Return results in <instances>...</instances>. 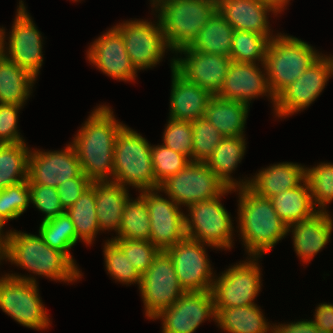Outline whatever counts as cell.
Returning a JSON list of instances; mask_svg holds the SVG:
<instances>
[{"mask_svg": "<svg viewBox=\"0 0 333 333\" xmlns=\"http://www.w3.org/2000/svg\"><path fill=\"white\" fill-rule=\"evenodd\" d=\"M124 124L110 107L98 106L75 135L72 144L83 173L93 181H113V158L117 134ZM112 176V179L109 178ZM109 178V179H108Z\"/></svg>", "mask_w": 333, "mask_h": 333, "instance_id": "6da1fadb", "label": "cell"}, {"mask_svg": "<svg viewBox=\"0 0 333 333\" xmlns=\"http://www.w3.org/2000/svg\"><path fill=\"white\" fill-rule=\"evenodd\" d=\"M237 191L242 242L250 257L263 256L288 234L287 225L275 212L270 198L259 196L249 186Z\"/></svg>", "mask_w": 333, "mask_h": 333, "instance_id": "7a4b0ae2", "label": "cell"}, {"mask_svg": "<svg viewBox=\"0 0 333 333\" xmlns=\"http://www.w3.org/2000/svg\"><path fill=\"white\" fill-rule=\"evenodd\" d=\"M4 259L27 269L33 274L52 280L74 282L82 276L81 271L64 253L52 249L41 236L9 231Z\"/></svg>", "mask_w": 333, "mask_h": 333, "instance_id": "3957f363", "label": "cell"}, {"mask_svg": "<svg viewBox=\"0 0 333 333\" xmlns=\"http://www.w3.org/2000/svg\"><path fill=\"white\" fill-rule=\"evenodd\" d=\"M165 41L174 53L189 46L217 11V0H155Z\"/></svg>", "mask_w": 333, "mask_h": 333, "instance_id": "277c9868", "label": "cell"}, {"mask_svg": "<svg viewBox=\"0 0 333 333\" xmlns=\"http://www.w3.org/2000/svg\"><path fill=\"white\" fill-rule=\"evenodd\" d=\"M151 144L124 125L117 134L113 158V181L139 191L159 189L155 180Z\"/></svg>", "mask_w": 333, "mask_h": 333, "instance_id": "5b68a950", "label": "cell"}, {"mask_svg": "<svg viewBox=\"0 0 333 333\" xmlns=\"http://www.w3.org/2000/svg\"><path fill=\"white\" fill-rule=\"evenodd\" d=\"M320 55L310 44L293 36L277 34L270 39L264 65L274 98L296 81Z\"/></svg>", "mask_w": 333, "mask_h": 333, "instance_id": "8992f818", "label": "cell"}, {"mask_svg": "<svg viewBox=\"0 0 333 333\" xmlns=\"http://www.w3.org/2000/svg\"><path fill=\"white\" fill-rule=\"evenodd\" d=\"M5 274L0 278V308L19 324L46 329L50 319L38 293L35 278Z\"/></svg>", "mask_w": 333, "mask_h": 333, "instance_id": "52a82bcc", "label": "cell"}, {"mask_svg": "<svg viewBox=\"0 0 333 333\" xmlns=\"http://www.w3.org/2000/svg\"><path fill=\"white\" fill-rule=\"evenodd\" d=\"M229 191H236V189L228 188L215 199L188 206L189 213L185 215L187 238L202 242L212 248L225 250L232 248L234 231L232 219L220 201V198Z\"/></svg>", "mask_w": 333, "mask_h": 333, "instance_id": "ba28073f", "label": "cell"}, {"mask_svg": "<svg viewBox=\"0 0 333 333\" xmlns=\"http://www.w3.org/2000/svg\"><path fill=\"white\" fill-rule=\"evenodd\" d=\"M227 186L204 163L190 161L177 174L163 181L159 190L164 191L179 206L215 199L221 196Z\"/></svg>", "mask_w": 333, "mask_h": 333, "instance_id": "9c48e42d", "label": "cell"}, {"mask_svg": "<svg viewBox=\"0 0 333 333\" xmlns=\"http://www.w3.org/2000/svg\"><path fill=\"white\" fill-rule=\"evenodd\" d=\"M140 293L145 315L154 319L162 310L171 307L185 291L179 284L169 254L160 250L152 265L141 276Z\"/></svg>", "mask_w": 333, "mask_h": 333, "instance_id": "30bf717a", "label": "cell"}, {"mask_svg": "<svg viewBox=\"0 0 333 333\" xmlns=\"http://www.w3.org/2000/svg\"><path fill=\"white\" fill-rule=\"evenodd\" d=\"M259 257H250L231 266L214 279L212 295L215 308H231L254 305L261 289V272L257 263ZM247 261V262H246Z\"/></svg>", "mask_w": 333, "mask_h": 333, "instance_id": "8fae6325", "label": "cell"}, {"mask_svg": "<svg viewBox=\"0 0 333 333\" xmlns=\"http://www.w3.org/2000/svg\"><path fill=\"white\" fill-rule=\"evenodd\" d=\"M331 75V57L320 55L296 81L275 98V116L287 117L306 109L324 90Z\"/></svg>", "mask_w": 333, "mask_h": 333, "instance_id": "7c38bea8", "label": "cell"}, {"mask_svg": "<svg viewBox=\"0 0 333 333\" xmlns=\"http://www.w3.org/2000/svg\"><path fill=\"white\" fill-rule=\"evenodd\" d=\"M122 35L126 52L135 69L143 70L156 66L169 49L160 21L130 20L114 26Z\"/></svg>", "mask_w": 333, "mask_h": 333, "instance_id": "4fadbf2b", "label": "cell"}, {"mask_svg": "<svg viewBox=\"0 0 333 333\" xmlns=\"http://www.w3.org/2000/svg\"><path fill=\"white\" fill-rule=\"evenodd\" d=\"M204 243L189 238L166 249L185 292L211 291L214 277ZM213 277V278H212Z\"/></svg>", "mask_w": 333, "mask_h": 333, "instance_id": "5bb4252c", "label": "cell"}, {"mask_svg": "<svg viewBox=\"0 0 333 333\" xmlns=\"http://www.w3.org/2000/svg\"><path fill=\"white\" fill-rule=\"evenodd\" d=\"M150 216V242L166 250L186 238L185 214L171 198L158 195L159 189L140 191Z\"/></svg>", "mask_w": 333, "mask_h": 333, "instance_id": "9a60e30c", "label": "cell"}, {"mask_svg": "<svg viewBox=\"0 0 333 333\" xmlns=\"http://www.w3.org/2000/svg\"><path fill=\"white\" fill-rule=\"evenodd\" d=\"M87 177L81 168L73 144L61 151H30L28 161V184L57 188L68 179Z\"/></svg>", "mask_w": 333, "mask_h": 333, "instance_id": "2e32d148", "label": "cell"}, {"mask_svg": "<svg viewBox=\"0 0 333 333\" xmlns=\"http://www.w3.org/2000/svg\"><path fill=\"white\" fill-rule=\"evenodd\" d=\"M159 318L163 324L162 333H194L204 320H216L212 292H185L171 307L154 317Z\"/></svg>", "mask_w": 333, "mask_h": 333, "instance_id": "e0dca14e", "label": "cell"}, {"mask_svg": "<svg viewBox=\"0 0 333 333\" xmlns=\"http://www.w3.org/2000/svg\"><path fill=\"white\" fill-rule=\"evenodd\" d=\"M175 53L186 57L174 58V69L187 81L195 83L212 95H217L223 87L230 57L192 50L189 46Z\"/></svg>", "mask_w": 333, "mask_h": 333, "instance_id": "ac0fdd59", "label": "cell"}, {"mask_svg": "<svg viewBox=\"0 0 333 333\" xmlns=\"http://www.w3.org/2000/svg\"><path fill=\"white\" fill-rule=\"evenodd\" d=\"M15 17L8 39V49L6 48V58L37 79L43 63L41 33L31 20L22 0Z\"/></svg>", "mask_w": 333, "mask_h": 333, "instance_id": "d6986e66", "label": "cell"}, {"mask_svg": "<svg viewBox=\"0 0 333 333\" xmlns=\"http://www.w3.org/2000/svg\"><path fill=\"white\" fill-rule=\"evenodd\" d=\"M87 52L89 62L104 74L123 81H133L137 77V70L126 52L123 37L115 27L95 39Z\"/></svg>", "mask_w": 333, "mask_h": 333, "instance_id": "ffe728a7", "label": "cell"}, {"mask_svg": "<svg viewBox=\"0 0 333 333\" xmlns=\"http://www.w3.org/2000/svg\"><path fill=\"white\" fill-rule=\"evenodd\" d=\"M258 64L232 61L227 71L223 87L217 94L226 100H236L250 105L251 100L259 96H270L275 106V98L270 91L265 65L264 74ZM266 76V77H265ZM250 102V103H249Z\"/></svg>", "mask_w": 333, "mask_h": 333, "instance_id": "44dd1931", "label": "cell"}, {"mask_svg": "<svg viewBox=\"0 0 333 333\" xmlns=\"http://www.w3.org/2000/svg\"><path fill=\"white\" fill-rule=\"evenodd\" d=\"M217 10L234 30L254 32L269 40L275 37L267 15L276 12L261 0H217Z\"/></svg>", "mask_w": 333, "mask_h": 333, "instance_id": "7402d4cb", "label": "cell"}, {"mask_svg": "<svg viewBox=\"0 0 333 333\" xmlns=\"http://www.w3.org/2000/svg\"><path fill=\"white\" fill-rule=\"evenodd\" d=\"M172 89L170 96V119L192 122L205 116V110L213 96L208 90L187 81L174 69L171 60Z\"/></svg>", "mask_w": 333, "mask_h": 333, "instance_id": "603a6c76", "label": "cell"}, {"mask_svg": "<svg viewBox=\"0 0 333 333\" xmlns=\"http://www.w3.org/2000/svg\"><path fill=\"white\" fill-rule=\"evenodd\" d=\"M328 213L319 210L313 216L287 226V233L293 234L294 250L305 263L310 262L330 240L333 220Z\"/></svg>", "mask_w": 333, "mask_h": 333, "instance_id": "cb8c5ba5", "label": "cell"}, {"mask_svg": "<svg viewBox=\"0 0 333 333\" xmlns=\"http://www.w3.org/2000/svg\"><path fill=\"white\" fill-rule=\"evenodd\" d=\"M292 162L273 164L251 179L249 187L259 196L271 198L285 190L296 188L306 178V168Z\"/></svg>", "mask_w": 333, "mask_h": 333, "instance_id": "d4e9b609", "label": "cell"}, {"mask_svg": "<svg viewBox=\"0 0 333 333\" xmlns=\"http://www.w3.org/2000/svg\"><path fill=\"white\" fill-rule=\"evenodd\" d=\"M98 226L101 231L115 230L118 234L123 211L129 199L127 187L114 181H93Z\"/></svg>", "mask_w": 333, "mask_h": 333, "instance_id": "484cf974", "label": "cell"}, {"mask_svg": "<svg viewBox=\"0 0 333 333\" xmlns=\"http://www.w3.org/2000/svg\"><path fill=\"white\" fill-rule=\"evenodd\" d=\"M248 104L236 100H226L213 95L205 110V118L224 137H242L248 115Z\"/></svg>", "mask_w": 333, "mask_h": 333, "instance_id": "4316f807", "label": "cell"}, {"mask_svg": "<svg viewBox=\"0 0 333 333\" xmlns=\"http://www.w3.org/2000/svg\"><path fill=\"white\" fill-rule=\"evenodd\" d=\"M245 137H224L205 164L218 176L227 188L249 186L251 179L236 181L230 175L241 162L246 151ZM232 177V178H231Z\"/></svg>", "mask_w": 333, "mask_h": 333, "instance_id": "83f0119b", "label": "cell"}, {"mask_svg": "<svg viewBox=\"0 0 333 333\" xmlns=\"http://www.w3.org/2000/svg\"><path fill=\"white\" fill-rule=\"evenodd\" d=\"M270 200L275 212L287 226L307 219L319 211L315 209L306 179L296 188L285 190L272 196Z\"/></svg>", "mask_w": 333, "mask_h": 333, "instance_id": "f1b7e54d", "label": "cell"}, {"mask_svg": "<svg viewBox=\"0 0 333 333\" xmlns=\"http://www.w3.org/2000/svg\"><path fill=\"white\" fill-rule=\"evenodd\" d=\"M257 304L231 308H215L217 326L228 333H272ZM271 326V327H270Z\"/></svg>", "mask_w": 333, "mask_h": 333, "instance_id": "f546056e", "label": "cell"}, {"mask_svg": "<svg viewBox=\"0 0 333 333\" xmlns=\"http://www.w3.org/2000/svg\"><path fill=\"white\" fill-rule=\"evenodd\" d=\"M233 33L234 28L217 10L189 47L199 52L230 57Z\"/></svg>", "mask_w": 333, "mask_h": 333, "instance_id": "4dcf8cb0", "label": "cell"}, {"mask_svg": "<svg viewBox=\"0 0 333 333\" xmlns=\"http://www.w3.org/2000/svg\"><path fill=\"white\" fill-rule=\"evenodd\" d=\"M36 78L6 57L0 62V103L24 105Z\"/></svg>", "mask_w": 333, "mask_h": 333, "instance_id": "1f68e13d", "label": "cell"}, {"mask_svg": "<svg viewBox=\"0 0 333 333\" xmlns=\"http://www.w3.org/2000/svg\"><path fill=\"white\" fill-rule=\"evenodd\" d=\"M95 208V186L91 184L79 199L66 210L74 224L76 243L80 239L89 245L100 231Z\"/></svg>", "mask_w": 333, "mask_h": 333, "instance_id": "d6a6232c", "label": "cell"}, {"mask_svg": "<svg viewBox=\"0 0 333 333\" xmlns=\"http://www.w3.org/2000/svg\"><path fill=\"white\" fill-rule=\"evenodd\" d=\"M30 151L25 142L0 144V190L27 180Z\"/></svg>", "mask_w": 333, "mask_h": 333, "instance_id": "836d02e7", "label": "cell"}, {"mask_svg": "<svg viewBox=\"0 0 333 333\" xmlns=\"http://www.w3.org/2000/svg\"><path fill=\"white\" fill-rule=\"evenodd\" d=\"M118 236L112 239L150 241V216L145 199L139 194L125 204Z\"/></svg>", "mask_w": 333, "mask_h": 333, "instance_id": "e575fe53", "label": "cell"}, {"mask_svg": "<svg viewBox=\"0 0 333 333\" xmlns=\"http://www.w3.org/2000/svg\"><path fill=\"white\" fill-rule=\"evenodd\" d=\"M39 235L48 246L64 253L76 265L69 252L71 247L76 244V232L66 211L57 217L42 221Z\"/></svg>", "mask_w": 333, "mask_h": 333, "instance_id": "d590c367", "label": "cell"}, {"mask_svg": "<svg viewBox=\"0 0 333 333\" xmlns=\"http://www.w3.org/2000/svg\"><path fill=\"white\" fill-rule=\"evenodd\" d=\"M269 39L254 32L234 30L230 58L239 63H265Z\"/></svg>", "mask_w": 333, "mask_h": 333, "instance_id": "8d00e7d4", "label": "cell"}, {"mask_svg": "<svg viewBox=\"0 0 333 333\" xmlns=\"http://www.w3.org/2000/svg\"><path fill=\"white\" fill-rule=\"evenodd\" d=\"M305 179L309 184L314 206L320 211H327L326 205L333 200V164L320 163L312 168L306 167Z\"/></svg>", "mask_w": 333, "mask_h": 333, "instance_id": "74e56055", "label": "cell"}, {"mask_svg": "<svg viewBox=\"0 0 333 333\" xmlns=\"http://www.w3.org/2000/svg\"><path fill=\"white\" fill-rule=\"evenodd\" d=\"M105 267L112 278L123 284L137 283L141 285V275L134 268L122 249L111 239L105 242L104 248Z\"/></svg>", "mask_w": 333, "mask_h": 333, "instance_id": "f35d334b", "label": "cell"}, {"mask_svg": "<svg viewBox=\"0 0 333 333\" xmlns=\"http://www.w3.org/2000/svg\"><path fill=\"white\" fill-rule=\"evenodd\" d=\"M191 123L193 128L192 161L205 163L224 136L205 117L193 120Z\"/></svg>", "mask_w": 333, "mask_h": 333, "instance_id": "ab89813d", "label": "cell"}, {"mask_svg": "<svg viewBox=\"0 0 333 333\" xmlns=\"http://www.w3.org/2000/svg\"><path fill=\"white\" fill-rule=\"evenodd\" d=\"M31 202L28 179L0 190V220L18 218Z\"/></svg>", "mask_w": 333, "mask_h": 333, "instance_id": "60d3db41", "label": "cell"}, {"mask_svg": "<svg viewBox=\"0 0 333 333\" xmlns=\"http://www.w3.org/2000/svg\"><path fill=\"white\" fill-rule=\"evenodd\" d=\"M151 156L155 180L159 185L184 169L191 161L184 154L175 152L163 144L152 146Z\"/></svg>", "mask_w": 333, "mask_h": 333, "instance_id": "b9f144b4", "label": "cell"}, {"mask_svg": "<svg viewBox=\"0 0 333 333\" xmlns=\"http://www.w3.org/2000/svg\"><path fill=\"white\" fill-rule=\"evenodd\" d=\"M163 145L184 154L192 161L193 128L189 121L170 119L163 134Z\"/></svg>", "mask_w": 333, "mask_h": 333, "instance_id": "7bdbcfd3", "label": "cell"}, {"mask_svg": "<svg viewBox=\"0 0 333 333\" xmlns=\"http://www.w3.org/2000/svg\"><path fill=\"white\" fill-rule=\"evenodd\" d=\"M142 276L152 265L159 249L150 241L112 239Z\"/></svg>", "mask_w": 333, "mask_h": 333, "instance_id": "ee69618b", "label": "cell"}, {"mask_svg": "<svg viewBox=\"0 0 333 333\" xmlns=\"http://www.w3.org/2000/svg\"><path fill=\"white\" fill-rule=\"evenodd\" d=\"M28 186L31 203L45 214L42 221L57 217L59 214L65 212L60 203L57 188L39 184H28Z\"/></svg>", "mask_w": 333, "mask_h": 333, "instance_id": "f6af8a7d", "label": "cell"}, {"mask_svg": "<svg viewBox=\"0 0 333 333\" xmlns=\"http://www.w3.org/2000/svg\"><path fill=\"white\" fill-rule=\"evenodd\" d=\"M22 106L0 103V144L24 142L17 131L18 112Z\"/></svg>", "mask_w": 333, "mask_h": 333, "instance_id": "bcb514c9", "label": "cell"}, {"mask_svg": "<svg viewBox=\"0 0 333 333\" xmlns=\"http://www.w3.org/2000/svg\"><path fill=\"white\" fill-rule=\"evenodd\" d=\"M92 181L88 177H76L68 179L57 187L59 199L62 207L66 211L71 207L88 189Z\"/></svg>", "mask_w": 333, "mask_h": 333, "instance_id": "7dc6e473", "label": "cell"}, {"mask_svg": "<svg viewBox=\"0 0 333 333\" xmlns=\"http://www.w3.org/2000/svg\"><path fill=\"white\" fill-rule=\"evenodd\" d=\"M313 323L322 333H333V304H319L315 309Z\"/></svg>", "mask_w": 333, "mask_h": 333, "instance_id": "c3c4849f", "label": "cell"}, {"mask_svg": "<svg viewBox=\"0 0 333 333\" xmlns=\"http://www.w3.org/2000/svg\"><path fill=\"white\" fill-rule=\"evenodd\" d=\"M272 327V333H322L313 323V320L273 325Z\"/></svg>", "mask_w": 333, "mask_h": 333, "instance_id": "681fc988", "label": "cell"}, {"mask_svg": "<svg viewBox=\"0 0 333 333\" xmlns=\"http://www.w3.org/2000/svg\"><path fill=\"white\" fill-rule=\"evenodd\" d=\"M261 1L269 5L276 12L275 15L280 13L284 9V7H286L287 4L289 3V0H261Z\"/></svg>", "mask_w": 333, "mask_h": 333, "instance_id": "f907efd6", "label": "cell"}, {"mask_svg": "<svg viewBox=\"0 0 333 333\" xmlns=\"http://www.w3.org/2000/svg\"><path fill=\"white\" fill-rule=\"evenodd\" d=\"M5 29L0 28V62L6 57V47L4 43L5 42Z\"/></svg>", "mask_w": 333, "mask_h": 333, "instance_id": "816d5d0a", "label": "cell"}, {"mask_svg": "<svg viewBox=\"0 0 333 333\" xmlns=\"http://www.w3.org/2000/svg\"><path fill=\"white\" fill-rule=\"evenodd\" d=\"M5 223L0 220V248L4 251L7 245L8 237H9V230L6 232V234H3V227Z\"/></svg>", "mask_w": 333, "mask_h": 333, "instance_id": "f5cc1de1", "label": "cell"}, {"mask_svg": "<svg viewBox=\"0 0 333 333\" xmlns=\"http://www.w3.org/2000/svg\"><path fill=\"white\" fill-rule=\"evenodd\" d=\"M4 260V251L0 248V261Z\"/></svg>", "mask_w": 333, "mask_h": 333, "instance_id": "db71d44e", "label": "cell"}]
</instances>
